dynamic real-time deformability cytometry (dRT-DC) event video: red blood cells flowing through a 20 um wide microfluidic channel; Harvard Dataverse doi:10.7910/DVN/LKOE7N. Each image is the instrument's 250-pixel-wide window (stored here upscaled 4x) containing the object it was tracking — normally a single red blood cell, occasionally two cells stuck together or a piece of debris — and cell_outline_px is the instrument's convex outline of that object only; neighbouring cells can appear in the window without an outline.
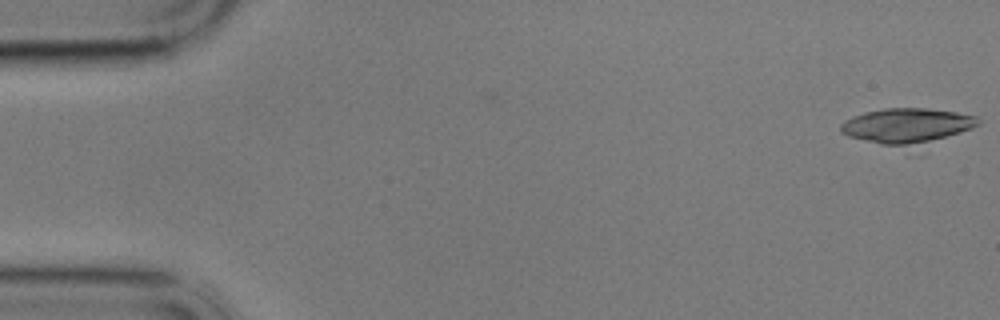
{"species": "common noctule bat (a hibernating species)", "species_latin": "Nyctalus noctula", "temperature_condition": "cold", "stored_images_in_passage": 57, "camera_frame_rate_fps": 3000, "um_per_image_px": 0.085, "animal": {"sex": "male", "body_mass_g": 17.9}, "frame": {"image": 1, "passage_image": 1, "time_ms": 0.0, "image_size_px": [1000, 320], "cell_outline_px": [[980, 124], [920, 156], [848, 136], [840, 132], [840, 124], [844, 120], [852, 116], [864, 112], [884, 108], [928, 108], [956, 112], [976, 116], [980, 120]], "centroid_in_image_um": [77.22, 10.87], "position_along_channel_um": 7.8, "area_um2": 31.79}}